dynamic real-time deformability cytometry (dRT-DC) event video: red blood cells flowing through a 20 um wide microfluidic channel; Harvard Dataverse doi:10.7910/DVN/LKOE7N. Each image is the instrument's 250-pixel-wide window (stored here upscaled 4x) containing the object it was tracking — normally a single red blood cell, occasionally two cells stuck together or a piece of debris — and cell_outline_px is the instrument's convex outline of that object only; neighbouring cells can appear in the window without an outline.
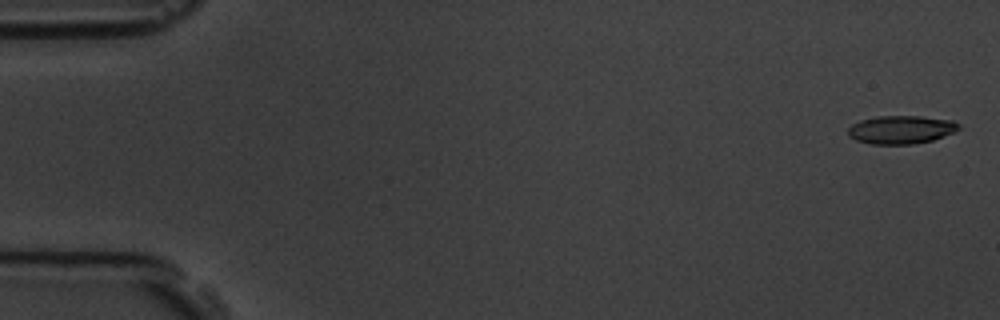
{"species": "common noctule bat (a hibernating species)", "species_latin": "Nyctalus noctula", "temperature_condition": "room temperature", "stored_images_in_passage": 5, "camera_frame_rate_fps": 3000, "um_per_image_px": 0.085, "animal": {"sex": "male", "body_mass_g": 19.5, "forearm_length_mm": 54.6}, "frame": {"image": 1, "passage_image": 1, "time_ms": 0.0, "image_size_px": [1000, 320], "cell_outline_px": [[960, 128], [952, 132], [932, 140], [912, 144], [872, 144], [856, 140], [848, 136], [848, 128], [852, 124], [860, 120], [876, 116], [920, 116], [952, 120], [960, 124]], "centroid_in_image_um": [76.56, 11.01], "position_along_channel_um": 8.4, "area_um2": 18.15}}
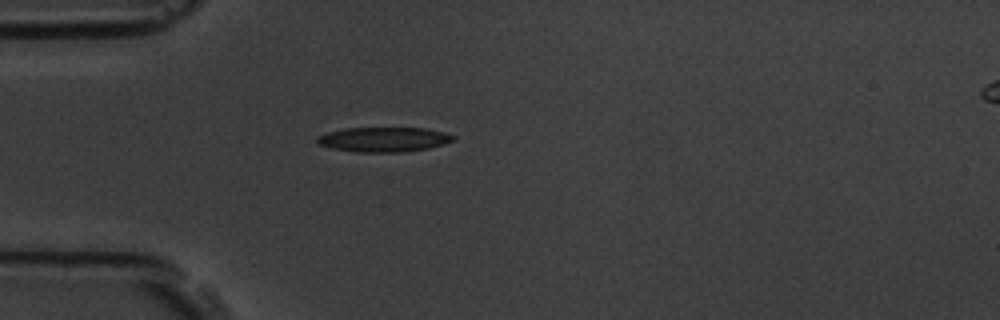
{"frame": {"image": 2, "passage_image": 5, "time_ms": 4.667, "image_size_px": [1000, 320], "cell_outline_px": [[456, 136], [452, 140], [444, 144], [428, 148], [400, 152], [356, 152], [332, 148], [316, 144], [316, 136], [328, 132], [344, 128], [424, 128], [444, 132]], "centroid_in_image_um": [32.57, 11.85], "position_along_channel_um": 52.4, "area_um2": 19.59}}